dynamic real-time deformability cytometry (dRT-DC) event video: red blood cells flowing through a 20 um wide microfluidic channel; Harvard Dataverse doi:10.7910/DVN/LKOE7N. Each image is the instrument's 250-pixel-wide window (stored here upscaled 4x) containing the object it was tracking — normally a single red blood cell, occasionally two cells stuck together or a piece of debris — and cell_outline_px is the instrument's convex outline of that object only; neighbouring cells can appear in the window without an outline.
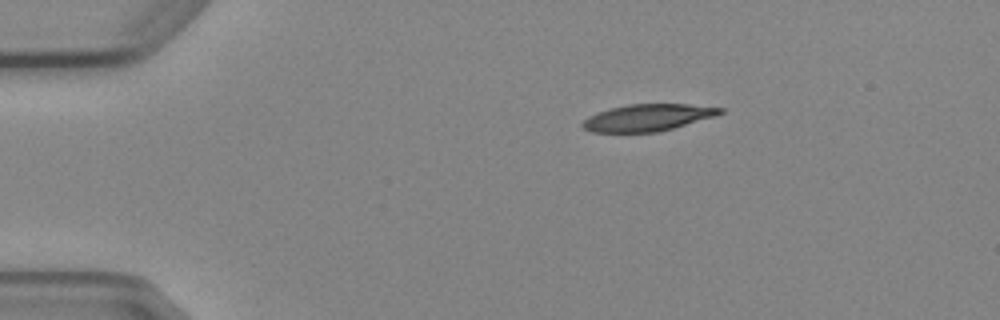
{"species": "Egyptian fruit bat (a non-hibernating species)", "species_latin": "Rousettus aegyptiacus", "temperature_condition": "cold", "stored_images_in_passage": 2, "camera_frame_rate_fps": 3000, "um_per_image_px": 0.085, "animal": {"sex": "female"}, "frame": {"image": 1, "passage_image": 1, "time_ms": 0.0, "image_size_px": [1000, 320], "cell_outline_px": [[724, 112], [716, 116], [672, 128], [656, 132], [592, 132], [584, 128], [580, 124], [588, 116], [612, 108], [628, 104], [688, 104], [724, 108]], "centroid_in_image_um": [55.07, 9.99], "position_along_channel_um": 29.9, "area_um2": 21.33}}